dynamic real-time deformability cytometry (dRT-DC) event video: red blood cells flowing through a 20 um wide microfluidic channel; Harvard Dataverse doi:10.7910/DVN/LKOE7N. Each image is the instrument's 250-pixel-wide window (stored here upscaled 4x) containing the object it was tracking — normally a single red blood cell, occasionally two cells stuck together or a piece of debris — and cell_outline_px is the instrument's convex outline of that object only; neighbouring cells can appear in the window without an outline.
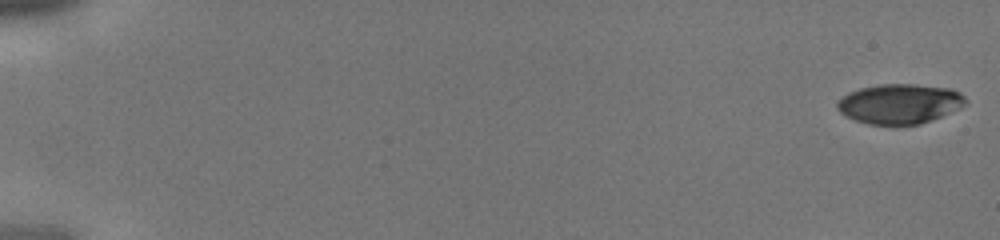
{"species": "human", "species_latin": "Homo sapiens", "temperature_condition": "cold", "stored_images_in_passage": 37, "camera_frame_rate_fps": 3000, "um_per_image_px": 0.085, "donor": {"sex": "male"}, "frame": {"image": 1, "passage_image": 1, "time_ms": 0.0, "image_size_px": [1000, 240], "cell_outline_px": [[968, 104], [960, 108], [920, 124], [868, 124], [856, 120], [840, 112], [836, 108], [836, 104], [848, 92], [860, 88], [880, 84], [916, 84], [952, 88], [960, 92], [968, 100]], "centroid_in_image_um": [76.51, 8.8], "position_along_channel_um": 8.5, "area_um2": 29.71}}